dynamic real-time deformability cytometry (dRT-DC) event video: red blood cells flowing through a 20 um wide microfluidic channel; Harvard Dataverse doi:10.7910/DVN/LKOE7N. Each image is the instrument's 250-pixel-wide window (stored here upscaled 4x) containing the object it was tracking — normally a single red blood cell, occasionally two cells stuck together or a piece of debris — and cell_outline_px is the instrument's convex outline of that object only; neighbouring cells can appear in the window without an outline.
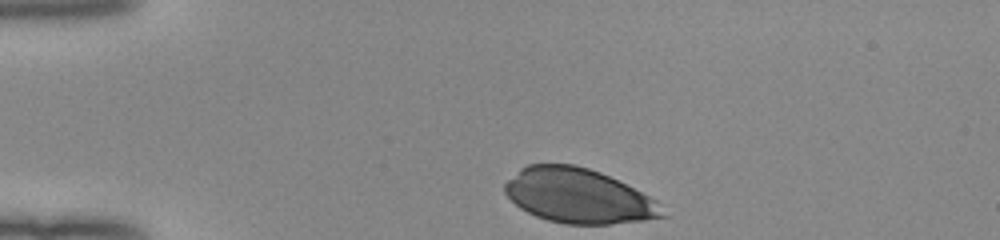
{"species": "human", "species_latin": "Homo sapiens", "temperature_condition": "room temperature", "stored_images_in_passage": 32, "camera_frame_rate_fps": 3000, "um_per_image_px": 0.085, "donor": {"sex": "female"}, "frame": {"image": 1, "passage_image": 1, "time_ms": 0.0, "image_size_px": [1000, 240], "cell_outline_px": [[668, 216], [644, 220], [608, 224], [564, 224], [548, 220], [536, 216], [520, 208], [504, 192], [504, 184], [520, 168], [528, 164], [572, 164], [588, 168], [600, 172], [656, 200]], "centroid_in_image_um": [49.15, 16.65], "position_along_channel_um": 35.9, "area_um2": 49.65}}
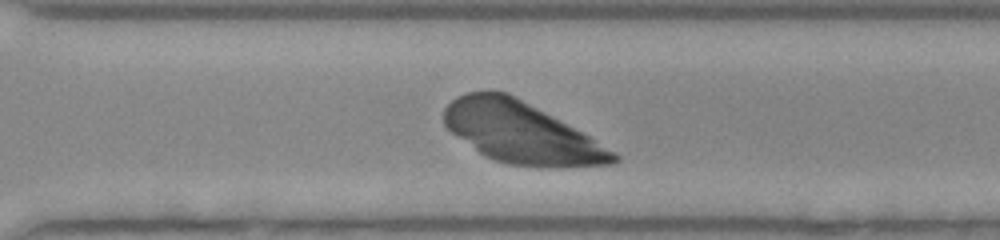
{"frame": {"image": 2, "passage_image": 27, "time_ms": 8.667, "image_size_px": [1000, 240], "cell_outline_px": [[620, 160], [616, 164], [568, 168], [540, 168], [508, 164], [484, 156], [452, 132], [444, 124], [444, 108], [456, 96], [468, 92], [508, 92], [588, 136], [616, 152], [620, 156]], "centroid_in_image_um": [44.33, 11.32], "position_along_channel_um": 326.3, "area_um2": 60.0}}